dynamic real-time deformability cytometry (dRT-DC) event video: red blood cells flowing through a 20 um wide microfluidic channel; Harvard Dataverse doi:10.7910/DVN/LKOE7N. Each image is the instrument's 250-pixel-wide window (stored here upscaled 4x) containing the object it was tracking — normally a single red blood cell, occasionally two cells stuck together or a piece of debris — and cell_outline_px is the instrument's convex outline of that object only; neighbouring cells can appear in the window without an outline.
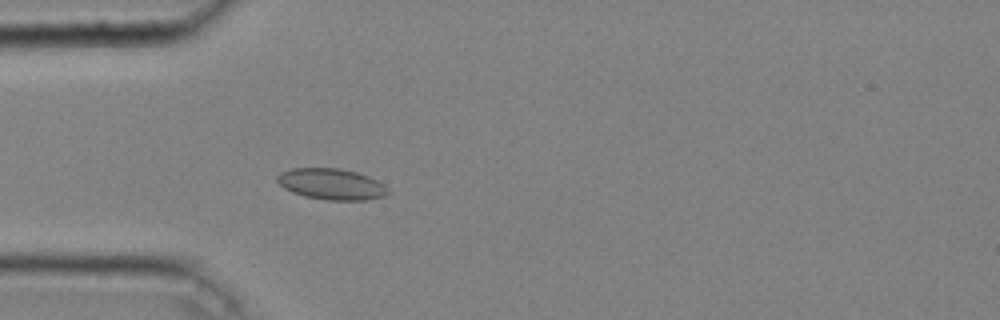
{"species": "common noctule bat (a hibernating species)", "species_latin": "Nyctalus noctula", "temperature_condition": "cold", "stored_images_in_passage": 34, "camera_frame_rate_fps": 3000, "um_per_image_px": 0.085, "animal": {"sex": "male", "body_mass_g": 20.4}, "frame": {"image": 1, "passage_image": 1, "time_ms": 0.0, "image_size_px": [1000, 320], "cell_outline_px": [[392, 192], [388, 196], [368, 200], [324, 200], [304, 196], [292, 192], [284, 188], [276, 180], [276, 176], [280, 172], [292, 168], [340, 168], [356, 172], [368, 176], [384, 184]], "centroid_in_image_um": [28.21, 15.66], "position_along_channel_um": 56.8, "area_um2": 20.4}}
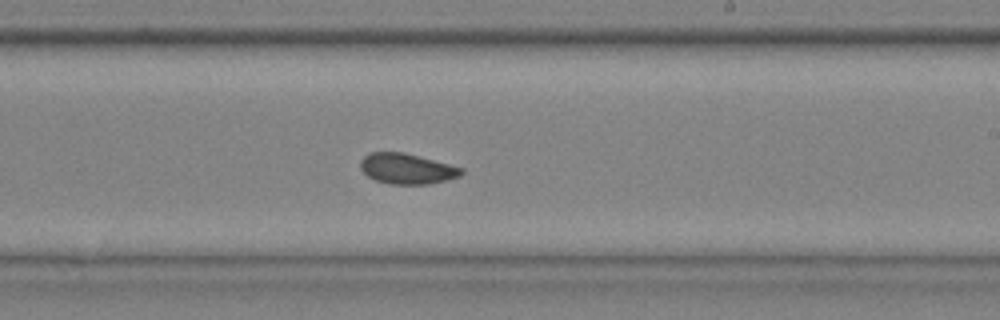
{"frame": {"image": 2, "passage_image": 16, "time_ms": 5.0, "image_size_px": [1000, 320], "cell_outline_px": [[464, 172], [460, 176], [428, 184], [392, 184], [376, 180], [368, 176], [360, 168], [360, 160], [368, 152], [404, 152], [464, 168]], "centroid_in_image_um": [34.57, 14.33], "position_along_channel_um": 254.4, "area_um2": 17.86}}
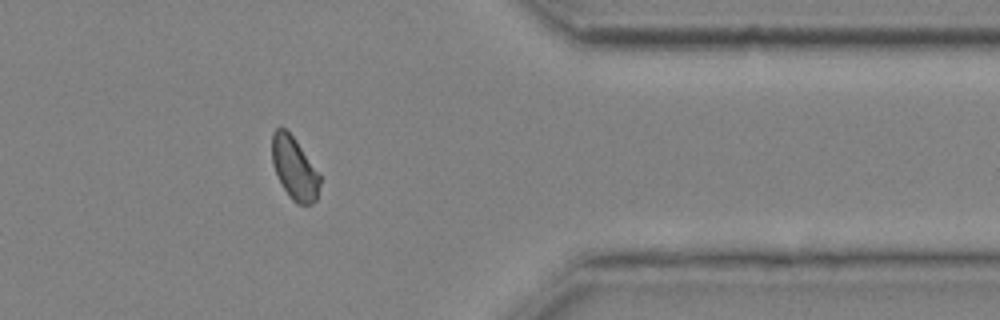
{"frame": {"image": 3, "passage_image": 27, "time_ms": 8.667, "image_size_px": [1000, 320], "cell_outline_px": [[320, 184], [316, 200], [312, 204], [296, 204], [288, 196], [272, 164], [272, 132], [276, 128], [284, 128], [296, 140], [320, 176]], "centroid_in_image_um": [25.01, 14.32], "position_along_channel_um": 386.4, "area_um2": 17.17}, "authors_computed_cell_mechanics": {"area_um2": 18.1492, "velocity_mm_per_s": 4.0395, "shape_relaxation_time_tau1_ms": null, "shape_relaxation_time_tau2_ms": 3.6374, "deformation_change_tau1": null, "deformation_change_tau2": 0.0379}}